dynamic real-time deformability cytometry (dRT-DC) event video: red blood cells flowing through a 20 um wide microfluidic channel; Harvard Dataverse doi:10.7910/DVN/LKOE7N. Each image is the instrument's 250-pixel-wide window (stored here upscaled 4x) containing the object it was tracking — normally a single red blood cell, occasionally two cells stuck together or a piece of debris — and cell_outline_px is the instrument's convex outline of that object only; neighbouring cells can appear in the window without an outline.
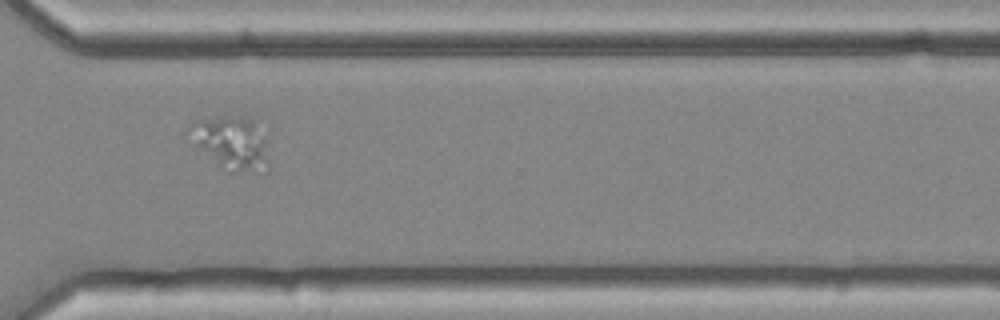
{"species": "common noctule bat (a hibernating species)", "species_latin": "Nyctalus noctula", "temperature_condition": "cold", "stored_images_in_passage": 12, "camera_frame_rate_fps": 3000, "um_per_image_px": 0.085, "animal": {"sex": "female", "body_mass_g": 25.1}, "frame": {"image": 1, "passage_image": 9, "time_ms": 2.667, "image_size_px": [1000, 320], "cell_outline_px": [[268, 172], [264, 176], [232, 172], [220, 164], [184, 136], [184, 132], [188, 124], [196, 120], [220, 116], [252, 116], [268, 136]], "centroid_in_image_um": [19.75, 12.14], "position_along_channel_um": 350.9, "area_um2": 26.24}}
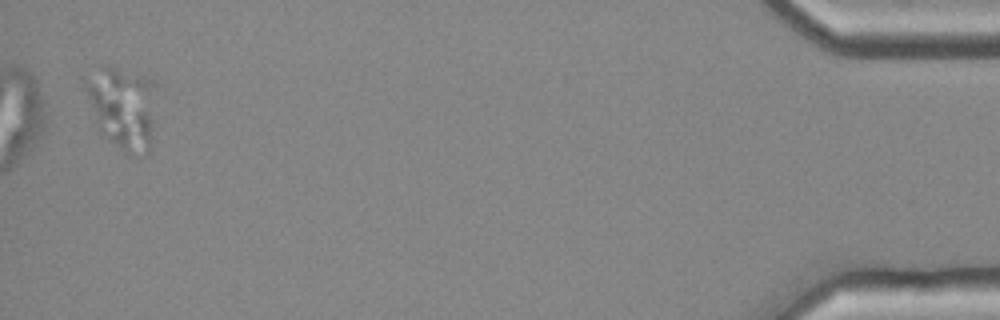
{"frame": {"image": 2, "passage_image": 12, "time_ms": 3.667, "image_size_px": [1000, 320], "cell_outline_px": [[156, 84], [152, 144], [148, 152], [124, 152], [100, 136], [96, 128], [84, 88], [84, 84], [100, 64], [104, 64], [156, 80]], "centroid_in_image_um": [10.41, 9.13], "position_along_channel_um": 424.8, "area_um2": 34.62}}